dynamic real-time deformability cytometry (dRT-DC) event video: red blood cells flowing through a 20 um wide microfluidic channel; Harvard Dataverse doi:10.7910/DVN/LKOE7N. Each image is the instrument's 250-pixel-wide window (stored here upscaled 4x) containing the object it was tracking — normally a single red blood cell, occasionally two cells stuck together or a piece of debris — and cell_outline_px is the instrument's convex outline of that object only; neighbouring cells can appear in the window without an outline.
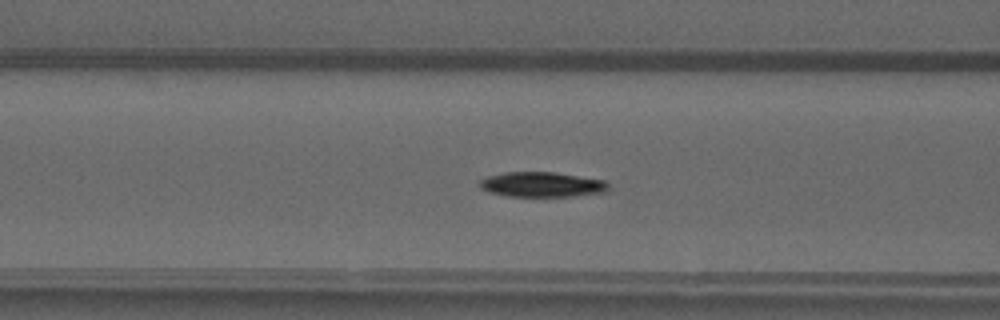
{"species": "common noctule bat (a hibernating species)", "species_latin": "Nyctalus noctula", "temperature_condition": "warm", "stored_images_in_passage": 36, "camera_frame_rate_fps": 3000, "um_per_image_px": 0.085, "animal": {"sex": "male", "forearm_length_mm": 52.5}, "frame": {"image": 1, "passage_image": 5, "time_ms": 1.333, "image_size_px": [1000, 320], "cell_outline_px": [[608, 188], [604, 192], [572, 196], [508, 196], [488, 192], [480, 188], [480, 180], [488, 176], [504, 172], [556, 172], [604, 180], [608, 184]], "centroid_in_image_um": [46.04, 15.68], "position_along_channel_um": 120.6, "area_um2": 18.67}}
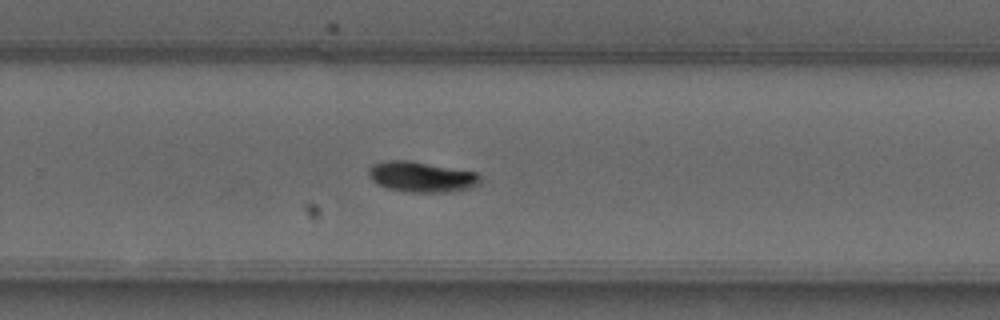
{"frame": {"image": 2, "passage_image": 18, "time_ms": 5.667, "image_size_px": [1000, 320], "cell_outline_px": [[480, 184], [472, 188], [452, 192], [412, 192], [388, 188], [376, 184], [368, 176], [368, 168], [372, 164], [388, 160], [408, 160], [476, 172], [480, 176]], "centroid_in_image_um": [35.83, 15.03], "position_along_channel_um": 294.0, "area_um2": 19.94}}
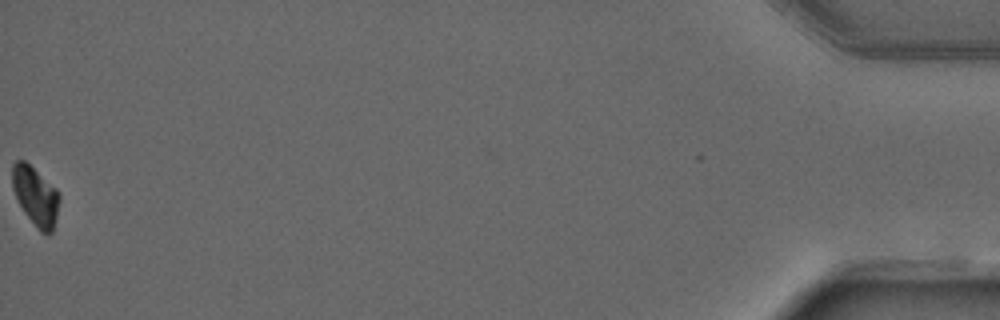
{"frame": {"image": 3, "passage_image": 36, "time_ms": 11.667, "image_size_px": [1000, 320], "cell_outline_px": [[60, 200], [52, 232], [48, 236], [40, 232], [36, 228], [24, 212], [12, 188], [12, 164], [16, 160], [24, 160], [56, 188], [60, 192]], "centroid_in_image_um": [3.03, 16.68], "position_along_channel_um": 432.2, "area_um2": 16.18}, "authors_computed_cell_mechanics": {"area_um2": 18.8428, "velocity_mm_per_s": 4.0129, "shape_relaxation_time_tau1_ms": 3.9113, "shape_relaxation_time_tau2_ms": null, "deformation_change_tau1": 0.148, "deformation_change_tau2": null}}